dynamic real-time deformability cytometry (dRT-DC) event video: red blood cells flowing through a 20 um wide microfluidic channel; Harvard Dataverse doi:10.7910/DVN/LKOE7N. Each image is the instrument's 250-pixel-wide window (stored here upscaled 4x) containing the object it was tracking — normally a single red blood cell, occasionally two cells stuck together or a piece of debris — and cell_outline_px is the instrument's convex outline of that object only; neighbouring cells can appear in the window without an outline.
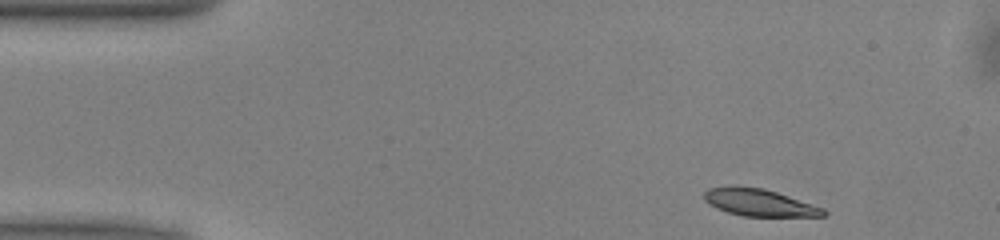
{"species": "common noctule bat (a hibernating species)", "species_latin": "Nyctalus noctula", "temperature_condition": "warm", "stored_images_in_passage": 46, "camera_frame_rate_fps": 3000, "um_per_image_px": 0.085, "animal": {"sex": "male", "body_mass_g": 13.0, "forearm_length_mm": 53.1}, "frame": {"image": 1, "passage_image": 1, "time_ms": 0.0, "image_size_px": [1000, 240], "cell_outline_px": [[828, 212], [824, 216], [744, 216], [728, 212], [716, 208], [704, 200], [704, 192], [708, 188], [736, 184], [764, 188], [824, 208]], "centroid_in_image_um": [64.5, 17.19], "position_along_channel_um": 20.5, "area_um2": 19.02}}
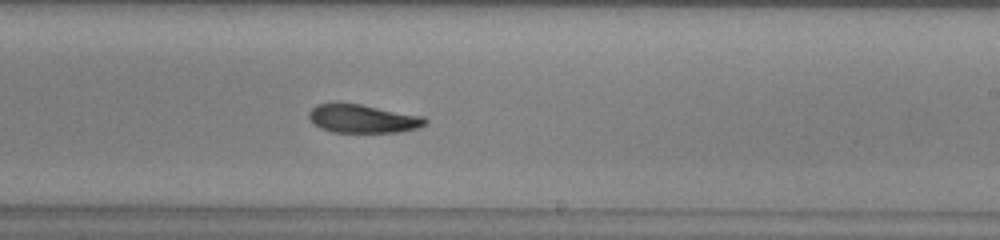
{"frame": {"image": 2, "passage_image": 25, "time_ms": 8.0, "image_size_px": [1000, 240], "cell_outline_px": [[428, 120], [424, 124], [416, 128], [400, 132], [332, 132], [320, 128], [308, 116], [308, 112], [316, 104], [360, 104], [424, 116]], "centroid_in_image_um": [30.85, 10.09], "position_along_channel_um": 258.1, "area_um2": 18.96}}
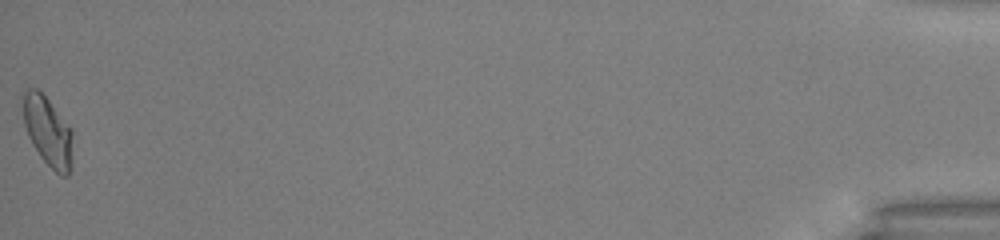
{"frame": {"image": 3, "passage_image": 46, "time_ms": 15.0, "image_size_px": [1000, 240], "cell_outline_px": [[72, 168], [68, 176], [60, 176], [40, 156], [32, 144], [28, 136], [24, 124], [20, 96], [28, 88], [36, 88], [48, 100], [72, 128]], "centroid_in_image_um": [4.05, 11.16], "position_along_channel_um": 431.1, "area_um2": 20.46}, "authors_computed_cell_mechanics": {"area_um2": 19.9121, "velocity_mm_per_s": 3.9982, "shape_relaxation_time_tau1_ms": 4.4557, "shape_relaxation_time_tau2_ms": null, "deformation_change_tau1": 0.1577, "deformation_change_tau2": null}}